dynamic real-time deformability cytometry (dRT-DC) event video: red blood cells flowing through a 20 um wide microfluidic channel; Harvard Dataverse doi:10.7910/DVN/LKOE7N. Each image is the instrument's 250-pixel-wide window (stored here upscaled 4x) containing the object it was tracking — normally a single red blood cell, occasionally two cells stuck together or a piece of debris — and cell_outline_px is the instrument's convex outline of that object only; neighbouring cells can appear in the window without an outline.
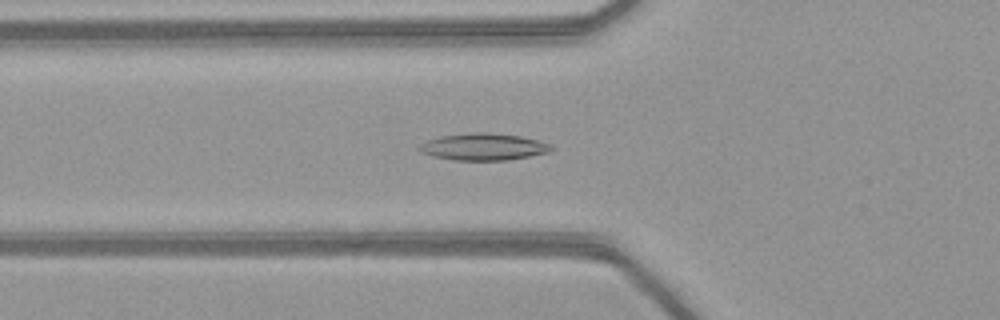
{"species": "common noctule bat (a hibernating species)", "species_latin": "Nyctalus noctula", "temperature_condition": "warm", "stored_images_in_passage": 50, "camera_frame_rate_fps": 3000, "um_per_image_px": 0.085, "animal": {"sex": "female", "body_mass_g": 21.9}, "frame": {"image": 1, "passage_image": 18, "time_ms": 5.667, "image_size_px": [1000, 320], "cell_outline_px": [[552, 148], [548, 152], [508, 160], [456, 160], [432, 156], [420, 152], [416, 148], [420, 144], [428, 140], [440, 136], [472, 132], [484, 132], [520, 136], [552, 144]], "centroid_in_image_um": [41.04, 12.47], "position_along_channel_um": 84.8, "area_um2": 20.58}}
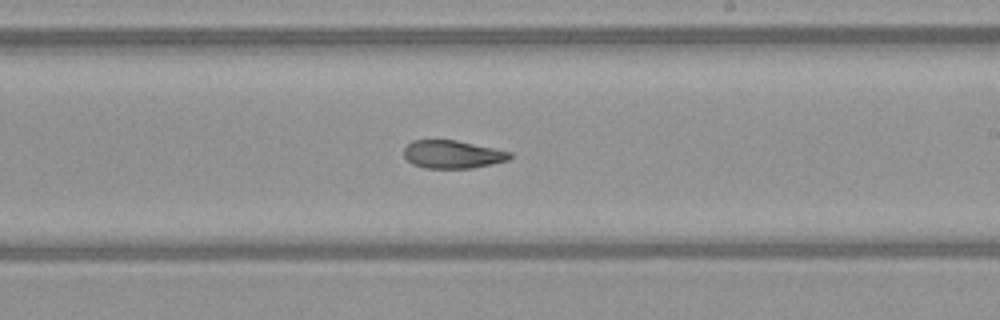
{"frame": {"image": 2, "passage_image": 30, "time_ms": 9.667, "image_size_px": [1000, 320], "cell_outline_px": [[512, 156], [508, 160], [492, 164], [472, 168], [424, 168], [412, 164], [404, 156], [404, 148], [412, 140], [456, 140], [512, 152]], "centroid_in_image_um": [38.46, 13.12], "position_along_channel_um": 250.5, "area_um2": 17.28}}
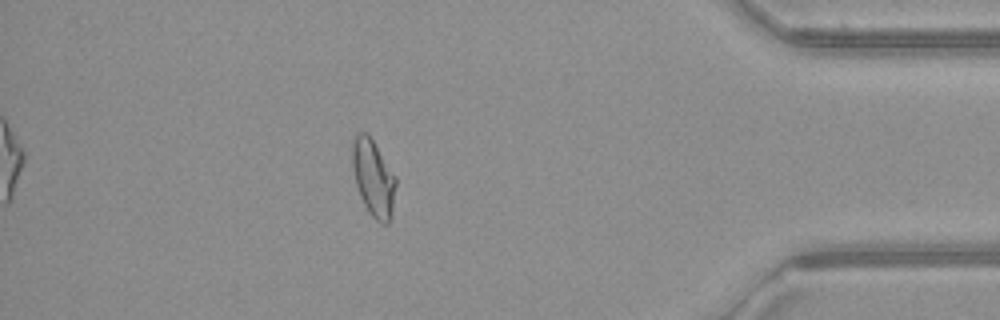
{"frame": {"image": 3, "passage_image": 44, "time_ms": 14.333, "image_size_px": [1000, 320], "cell_outline_px": [[396, 184], [392, 216], [388, 224], [380, 224], [368, 212], [360, 196], [356, 184], [352, 168], [352, 144], [356, 136], [360, 132], [368, 132], [396, 176]], "centroid_in_image_um": [31.75, 15.14], "position_along_channel_um": 403.5, "area_um2": 19.65}, "authors_computed_cell_mechanics": {"area_um2": 19.363, "velocity_mm_per_s": 4.1125, "shape_relaxation_time_tau1_ms": 9.3042, "shape_relaxation_time_tau2_ms": 2.5965, "deformation_change_tau1": 0.2418, "deformation_change_tau2": 0.0956}}